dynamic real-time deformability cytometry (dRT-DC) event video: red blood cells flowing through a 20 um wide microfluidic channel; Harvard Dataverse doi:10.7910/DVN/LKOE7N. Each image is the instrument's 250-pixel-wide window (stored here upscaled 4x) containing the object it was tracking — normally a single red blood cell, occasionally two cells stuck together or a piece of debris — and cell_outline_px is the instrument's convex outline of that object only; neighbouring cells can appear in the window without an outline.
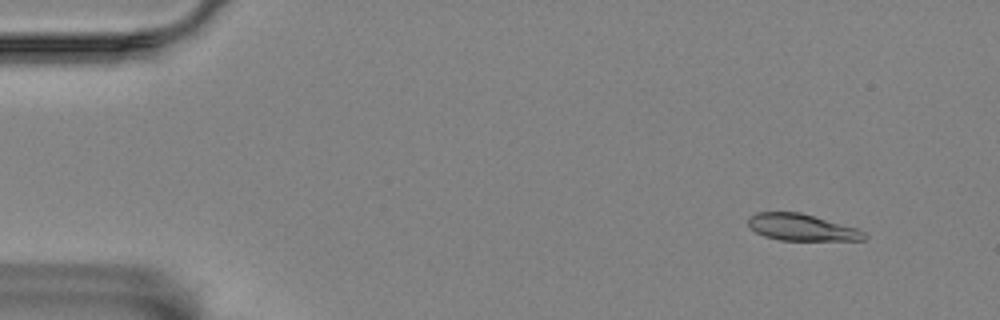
{"species": "Egyptian fruit bat (a non-hibernating species)", "species_latin": "Rousettus aegyptiacus", "temperature_condition": "room temperature", "stored_images_in_passage": 43, "camera_frame_rate_fps": 3000, "um_per_image_px": 0.085, "animal": {"sex": "female"}, "frame": {"image": 1, "passage_image": 1, "time_ms": 0.0, "image_size_px": [1000, 320], "cell_outline_px": [[868, 236], [864, 240], [780, 240], [764, 236], [756, 232], [748, 224], [748, 216], [756, 212], [800, 212], [856, 228], [864, 232]], "centroid_in_image_um": [68.12, 19.32], "position_along_channel_um": 16.9, "area_um2": 17.92}}
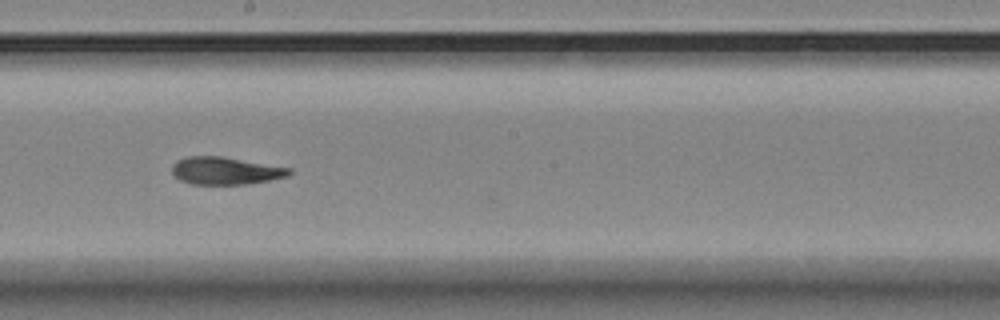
{"frame": {"image": 2, "passage_image": 28, "time_ms": 9.0, "image_size_px": [1000, 320], "cell_outline_px": [[292, 172], [288, 176], [268, 180], [244, 184], [192, 184], [180, 180], [172, 172], [172, 164], [188, 156], [220, 156], [292, 168]], "centroid_in_image_um": [19.17, 14.51], "position_along_channel_um": 229.0, "area_um2": 18.55}}
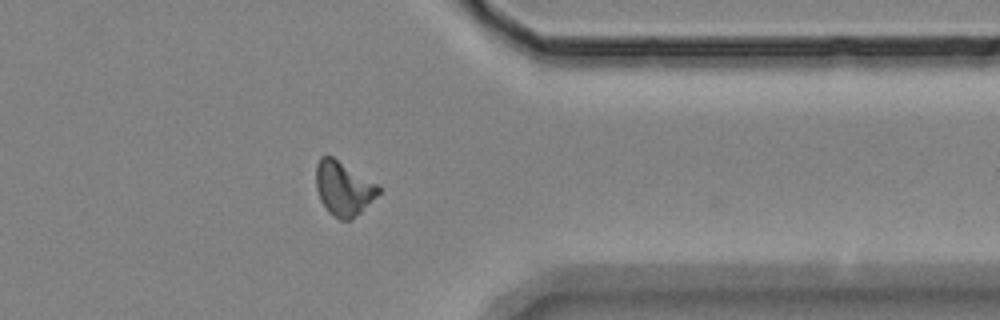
{"frame": {"image": 3, "passage_image": 42, "time_ms": 13.667, "image_size_px": [1000, 320], "cell_outline_px": [[380, 192], [352, 220], [340, 220], [328, 212], [320, 200], [316, 188], [316, 164], [320, 156], [332, 156], [376, 184], [380, 188]], "centroid_in_image_um": [29.15, 16.03], "position_along_channel_um": 382.2, "area_um2": 19.42}}